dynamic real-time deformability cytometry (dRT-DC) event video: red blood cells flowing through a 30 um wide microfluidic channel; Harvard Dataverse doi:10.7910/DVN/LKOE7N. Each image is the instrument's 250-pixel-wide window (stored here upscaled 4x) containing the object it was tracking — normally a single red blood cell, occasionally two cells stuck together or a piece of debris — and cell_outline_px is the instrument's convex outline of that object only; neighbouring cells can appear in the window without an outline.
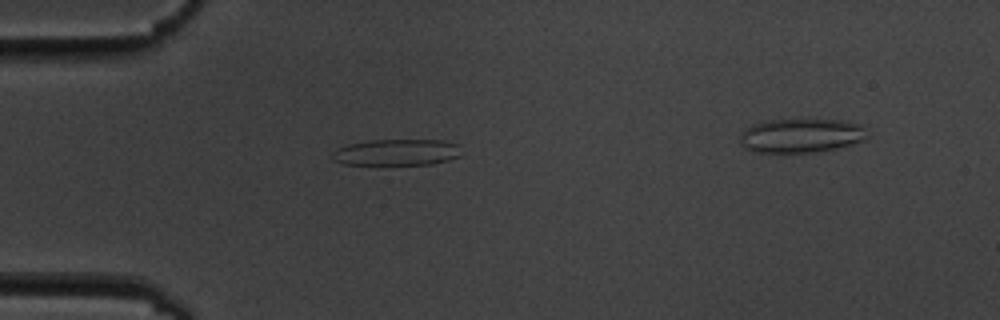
{"species": "common noctule bat (a hibernating species)", "species_latin": "Nyctalus noctula", "temperature_condition": "cold", "stored_images_in_passage": 5, "camera_frame_rate_fps": 3000, "um_per_image_px": 0.085, "animal": {"sex": "male", "body_mass_g": 19.5, "forearm_length_mm": 54.6}, "frame": {"image": 1, "passage_image": 4, "time_ms": 4.333, "image_size_px": [1000, 320], "cell_outline_px": [[460, 156], [448, 160], [432, 164], [344, 164], [332, 160], [332, 152], [336, 148], [348, 144], [372, 140], [444, 140], [460, 144]], "centroid_in_image_um": [33.73, 12.94], "position_along_channel_um": 51.3, "area_um2": 19.88}}